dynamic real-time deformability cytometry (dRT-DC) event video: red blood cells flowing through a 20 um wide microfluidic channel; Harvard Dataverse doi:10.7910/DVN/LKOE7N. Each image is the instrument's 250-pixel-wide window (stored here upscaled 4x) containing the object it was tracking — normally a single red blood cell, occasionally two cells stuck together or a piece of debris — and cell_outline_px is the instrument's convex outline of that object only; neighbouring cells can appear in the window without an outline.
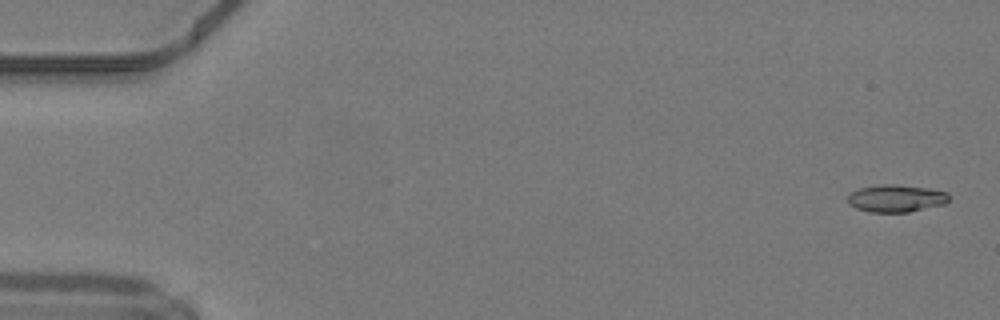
{"species": "common noctule bat (a hibernating species)", "species_latin": "Nyctalus noctula", "temperature_condition": "warm", "stored_images_in_passage": 48, "camera_frame_rate_fps": 3000, "um_per_image_px": 0.085, "animal": {"sex": "male", "body_mass_g": 19.2, "forearm_length_mm": 51.8}, "frame": {"image": 1, "passage_image": 1, "time_ms": 0.0, "image_size_px": [1000, 320], "cell_outline_px": [[948, 200], [944, 204], [908, 212], [868, 212], [856, 208], [848, 204], [848, 196], [852, 192], [860, 188], [884, 184], [896, 184], [928, 188], [948, 192]], "centroid_in_image_um": [76.16, 16.86], "position_along_channel_um": 8.8, "area_um2": 16.07}}
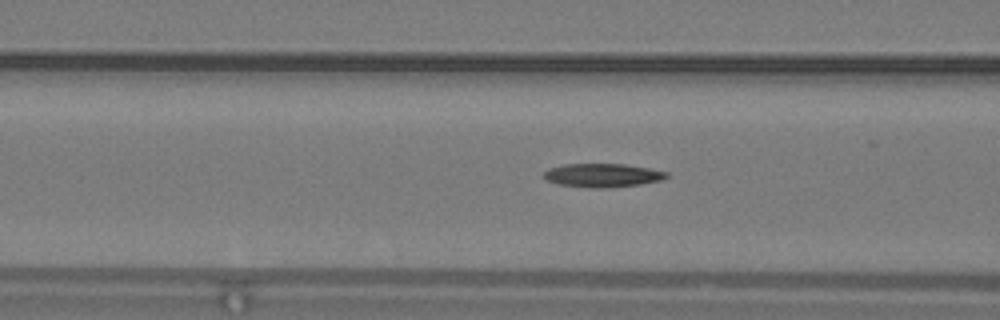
{"frame": {"image": 2, "passage_image": 19, "time_ms": 6.0, "image_size_px": [1000, 320], "cell_outline_px": [[668, 176], [660, 180], [640, 184], [600, 188], [596, 188], [556, 184], [548, 180], [544, 176], [544, 172], [548, 168], [564, 164], [624, 164], [648, 168], [668, 172]], "centroid_in_image_um": [51.19, 14.89], "position_along_channel_um": 115.4, "area_um2": 16.65}}
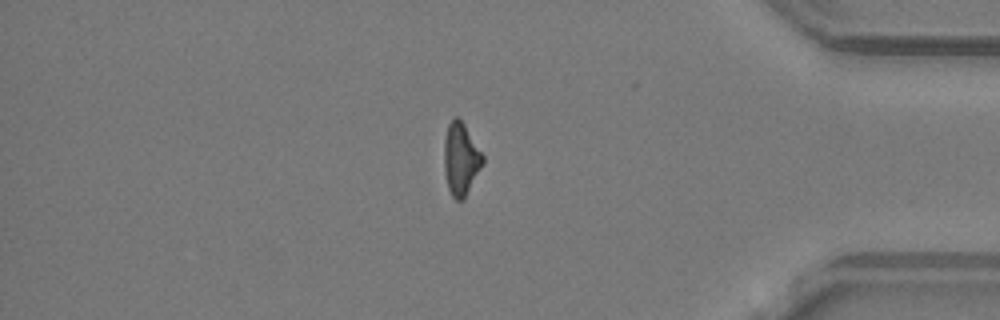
{"frame": {"image": 3, "passage_image": 41, "time_ms": 13.333, "image_size_px": [1000, 320], "cell_outline_px": [[484, 164], [464, 200], [456, 200], [452, 196], [448, 188], [444, 172], [444, 136], [448, 124], [452, 116], [456, 116], [464, 124], [484, 156]], "centroid_in_image_um": [39.17, 13.52], "position_along_channel_um": 396.0, "area_um2": 16.59}, "authors_computed_cell_mechanics": {"area_um2": 16.473, "velocity_mm_per_s": 4.2447, "shape_relaxation_time_tau1_ms": 8.6376, "shape_relaxation_time_tau2_ms": 6.8679, "deformation_change_tau1": 0.2157, "deformation_change_tau2": 0.1904}}